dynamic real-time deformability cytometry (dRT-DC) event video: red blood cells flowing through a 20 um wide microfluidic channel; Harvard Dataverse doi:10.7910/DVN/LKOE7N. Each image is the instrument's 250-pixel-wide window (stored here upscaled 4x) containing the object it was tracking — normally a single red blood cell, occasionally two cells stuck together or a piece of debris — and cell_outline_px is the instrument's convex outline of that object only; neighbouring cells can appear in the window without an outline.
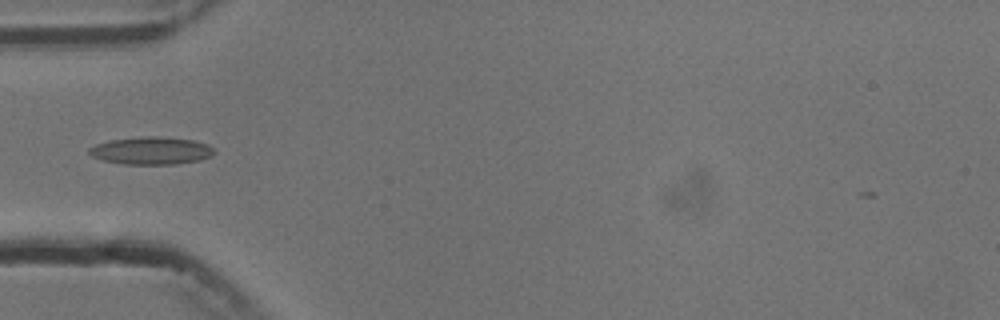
{"species": "common noctule bat (a hibernating species)", "species_latin": "Nyctalus noctula", "temperature_condition": "cold", "stored_images_in_passage": 5, "camera_frame_rate_fps": 3000, "um_per_image_px": 0.085, "animal": {"sex": "male", "body_mass_g": 13.3}, "frame": {"image": 1, "passage_image": 2, "time_ms": 1.333, "image_size_px": [1000, 320], "cell_outline_px": [[216, 152], [212, 156], [200, 160], [176, 164], [124, 164], [104, 160], [92, 156], [88, 152], [88, 148], [96, 144], [108, 140], [140, 136], [156, 136], [192, 140], [208, 144]], "centroid_in_image_um": [12.85, 12.8], "position_along_channel_um": 72.1, "area_um2": 20.17}}
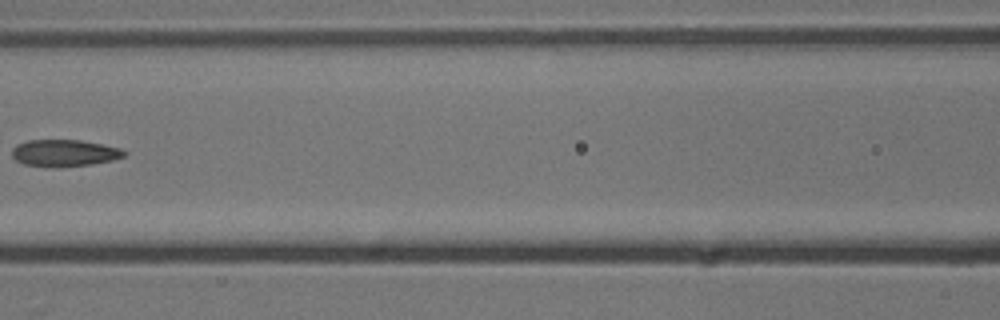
{"frame": {"image": 2, "passage_image": 4, "time_ms": 3.667, "image_size_px": [1000, 320], "cell_outline_px": [[128, 152], [124, 156], [112, 160], [92, 164], [24, 164], [16, 160], [12, 156], [12, 148], [16, 144], [28, 140], [80, 140], [120, 148]], "centroid_in_image_um": [5.48, 12.95], "position_along_channel_um": 161.1, "area_um2": 16.65}}
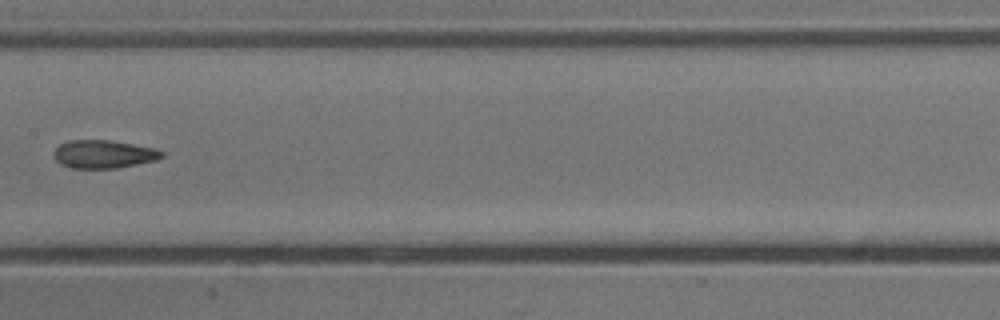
{"frame": {"image": 3, "passage_image": 5, "time_ms": 4.667, "image_size_px": [1000, 320], "cell_outline_px": [[164, 156], [156, 160], [116, 168], [68, 168], [60, 164], [52, 156], [52, 152], [60, 144], [68, 140], [108, 140], [156, 148], [164, 152]], "centroid_in_image_um": [8.77, 13.1], "position_along_channel_um": 198.6, "area_um2": 17.8}}